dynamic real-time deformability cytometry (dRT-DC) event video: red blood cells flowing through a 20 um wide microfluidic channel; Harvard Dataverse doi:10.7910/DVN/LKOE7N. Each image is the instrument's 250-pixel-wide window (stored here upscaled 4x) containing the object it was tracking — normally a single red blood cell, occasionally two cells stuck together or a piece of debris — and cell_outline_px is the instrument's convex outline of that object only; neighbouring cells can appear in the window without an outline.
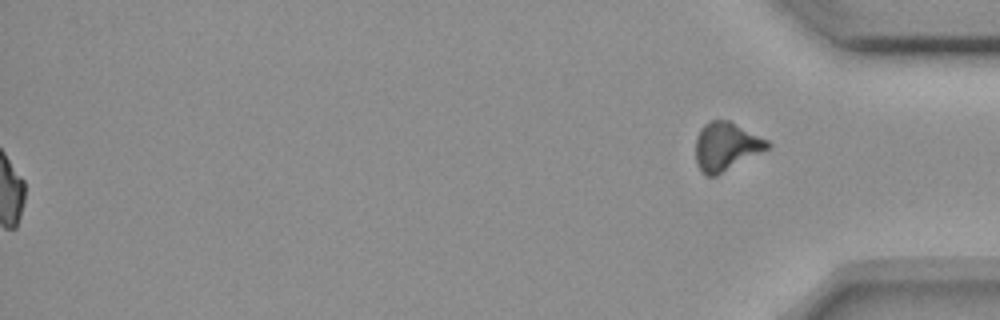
{"species": "common noctule bat (a hibernating species)", "species_latin": "Nyctalus noctula", "temperature_condition": "room temperature", "stored_images_in_passage": 45, "segment_of_instrument_passage": [2, 2], "camera_frame_rate_fps": 3000, "um_per_image_px": 0.085, "animal": {"sex": "female", "body_mass_g": 18.4}, "frame": {"image": 1, "passage_image": 45, "time_ms": 14.667, "image_size_px": [1000, 320], "cell_outline_px": [[772, 144], [768, 148], [716, 176], [708, 176], [696, 164], [696, 136], [700, 128], [708, 120], [728, 120], [768, 140]], "centroid_in_image_um": [61.69, 12.43], "position_along_channel_um": 373.5, "area_um2": 20.0}}